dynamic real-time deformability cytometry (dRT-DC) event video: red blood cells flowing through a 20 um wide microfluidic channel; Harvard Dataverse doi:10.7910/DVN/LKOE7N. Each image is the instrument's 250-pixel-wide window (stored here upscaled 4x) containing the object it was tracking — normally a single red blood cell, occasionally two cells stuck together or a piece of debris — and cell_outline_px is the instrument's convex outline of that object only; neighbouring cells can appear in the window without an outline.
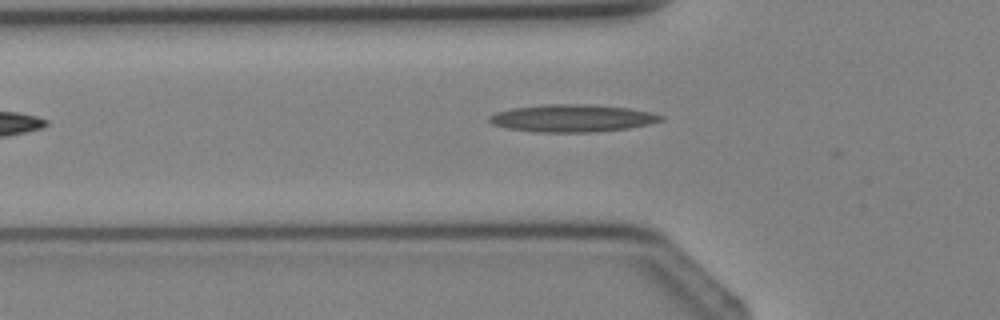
{"species": "Egyptian fruit bat (a non-hibernating species)", "species_latin": "Rousettus aegyptiacus", "temperature_condition": "cold", "stored_images_in_passage": 2, "camera_frame_rate_fps": 3000, "um_per_image_px": 0.085, "animal": {"sex": "female"}, "frame": {"image": 1, "passage_image": 2, "time_ms": 1.333, "image_size_px": [1000, 320], "cell_outline_px": [[664, 120], [648, 124], [628, 128], [596, 132], [536, 132], [508, 128], [492, 124], [488, 120], [488, 116], [496, 112], [512, 108], [544, 104], [584, 104], [628, 108], [652, 112], [664, 116]], "centroid_in_image_um": [48.64, 10.04], "position_along_channel_um": 77.2, "area_um2": 27.46}}